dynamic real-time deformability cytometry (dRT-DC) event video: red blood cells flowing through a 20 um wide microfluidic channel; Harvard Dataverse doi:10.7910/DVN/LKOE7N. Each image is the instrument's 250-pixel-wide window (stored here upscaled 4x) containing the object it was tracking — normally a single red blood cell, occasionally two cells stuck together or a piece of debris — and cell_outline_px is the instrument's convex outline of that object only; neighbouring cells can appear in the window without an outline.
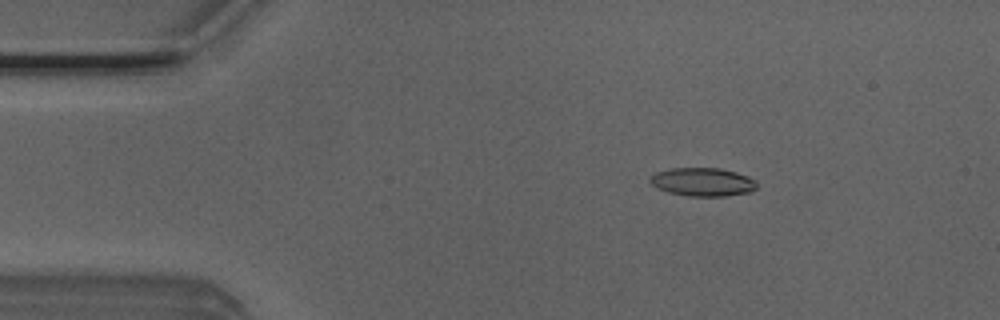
{"species": "Egyptian fruit bat (a non-hibernating species)", "species_latin": "Rousettus aegyptiacus", "temperature_condition": "room temperature", "stored_images_in_passage": 44, "camera_frame_rate_fps": 3000, "um_per_image_px": 0.085, "animal": {"sex": "male"}, "frame": {"image": 1, "passage_image": 1, "time_ms": 0.0, "image_size_px": [1000, 320], "cell_outline_px": [[756, 188], [752, 192], [724, 196], [688, 196], [668, 192], [656, 188], [648, 180], [656, 172], [672, 168], [720, 168], [736, 172], [748, 176], [756, 180]], "centroid_in_image_um": [59.74, 15.47], "position_along_channel_um": 25.3, "area_um2": 17.74}}
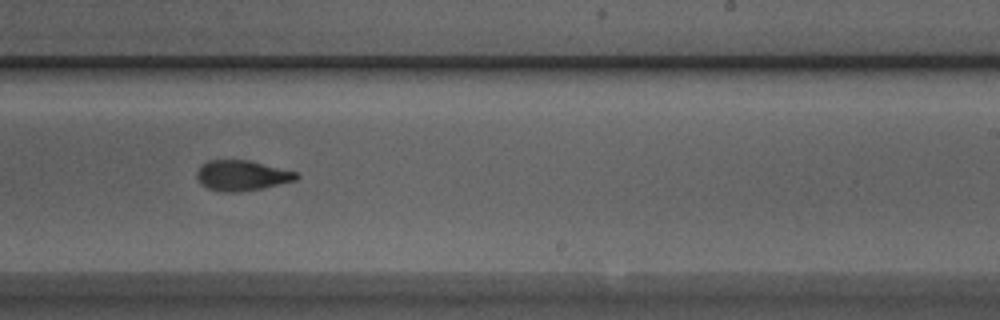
{"frame": {"image": 2, "passage_image": 24, "time_ms": 7.667, "image_size_px": [1000, 320], "cell_outline_px": [[300, 176], [296, 180], [264, 188], [240, 192], [224, 192], [208, 188], [200, 184], [196, 176], [196, 172], [200, 164], [208, 160], [248, 160], [296, 172]], "centroid_in_image_um": [20.52, 14.92], "position_along_channel_um": 268.5, "area_um2": 17.69}}
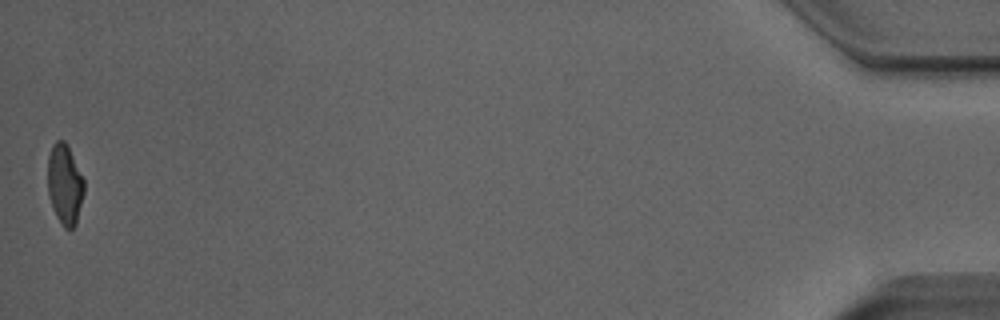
{"frame": {"image": 3, "passage_image": 44, "time_ms": 14.333, "image_size_px": [1000, 320], "cell_outline_px": [[84, 192], [76, 224], [72, 228], [64, 228], [56, 216], [52, 208], [48, 196], [48, 156], [52, 144], [56, 140], [64, 140], [84, 180]], "centroid_in_image_um": [5.48, 15.69], "position_along_channel_um": 429.7, "area_um2": 16.88}, "authors_computed_cell_mechanics": {"area_um2": 17.8602, "velocity_mm_per_s": 3.9727, "shape_relaxation_time_tau1_ms": 4.4523, "shape_relaxation_time_tau2_ms": 3.0036, "deformation_change_tau1": 0.1623, "deformation_change_tau2": 0.1062}}